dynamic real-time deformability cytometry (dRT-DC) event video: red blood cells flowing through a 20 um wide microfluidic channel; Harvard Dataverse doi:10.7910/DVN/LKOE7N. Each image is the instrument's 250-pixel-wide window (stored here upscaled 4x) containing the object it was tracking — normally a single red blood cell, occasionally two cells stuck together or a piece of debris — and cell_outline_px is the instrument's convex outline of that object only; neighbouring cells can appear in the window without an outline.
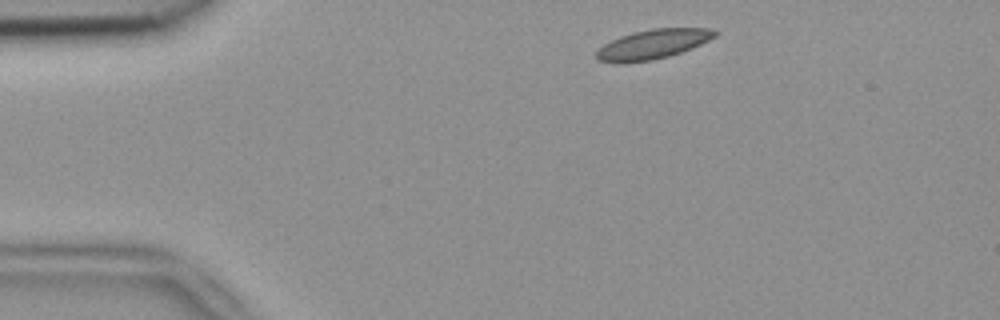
{"species": "common noctule bat (a hibernating species)", "species_latin": "Nyctalus noctula", "temperature_condition": "room temperature", "stored_images_in_passage": 2, "camera_frame_rate_fps": 3000, "um_per_image_px": 0.085, "animal": {"sex": "female", "body_mass_g": 18.4}, "frame": {"image": 1, "passage_image": 1, "time_ms": 0.0, "image_size_px": [1000, 320], "cell_outline_px": [[720, 32], [716, 36], [692, 48], [668, 56], [652, 60], [624, 64], [612, 64], [596, 60], [596, 52], [604, 44], [620, 36], [632, 32], [652, 28], [708, 28]], "centroid_in_image_um": [55.44, 3.77], "position_along_channel_um": 29.6, "area_um2": 20.63}}